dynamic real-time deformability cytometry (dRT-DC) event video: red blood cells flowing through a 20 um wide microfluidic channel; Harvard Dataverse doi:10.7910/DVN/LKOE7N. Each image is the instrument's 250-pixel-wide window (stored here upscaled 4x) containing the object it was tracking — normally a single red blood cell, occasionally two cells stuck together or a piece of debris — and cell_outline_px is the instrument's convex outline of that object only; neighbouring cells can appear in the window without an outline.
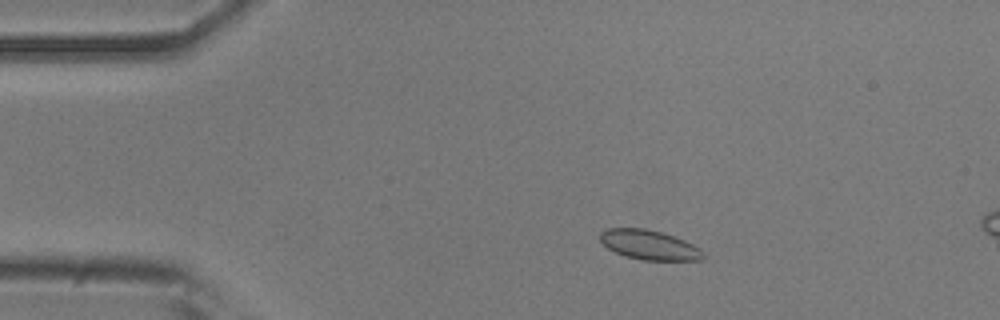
{"species": "common noctule bat (a hibernating species)", "species_latin": "Nyctalus noctula", "temperature_condition": "room temperature", "stored_images_in_passage": 11, "camera_frame_rate_fps": 3000, "um_per_image_px": 0.085, "animal": {"sex": "male", "body_mass_g": 20.5, "forearm_length_mm": 52.5}, "frame": {"image": 1, "passage_image": 4, "time_ms": 1.0, "image_size_px": [1000, 320], "cell_outline_px": [[704, 260], [640, 260], [624, 256], [608, 248], [600, 240], [600, 232], [604, 228], [644, 228], [660, 232], [684, 240], [700, 248], [704, 252]], "centroid_in_image_um": [55.18, 20.82], "position_along_channel_um": 29.8, "area_um2": 17.8}}